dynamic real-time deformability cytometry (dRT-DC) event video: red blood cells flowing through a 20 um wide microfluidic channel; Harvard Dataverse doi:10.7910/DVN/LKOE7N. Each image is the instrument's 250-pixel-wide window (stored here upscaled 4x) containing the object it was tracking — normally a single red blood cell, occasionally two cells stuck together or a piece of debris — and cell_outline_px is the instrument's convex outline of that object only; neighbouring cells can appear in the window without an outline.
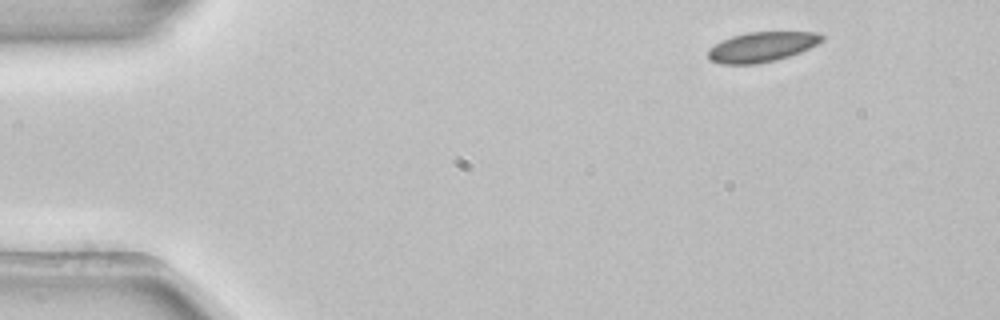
{"species": "common noctule bat (a hibernating species)", "species_latin": "Nyctalus noctula", "temperature_condition": "room temperature", "stored_images_in_passage": 3, "camera_frame_rate_fps": 3000, "um_per_image_px": 0.085, "animal": {"sex": "female", "body_mass_g": 22.7, "forearm_length_mm": 54.2}, "frame": {"image": 1, "passage_image": 1, "time_ms": 0.0, "image_size_px": [1000, 320], "cell_outline_px": [[824, 40], [800, 52], [776, 60], [756, 64], [720, 64], [712, 60], [708, 56], [708, 48], [720, 40], [732, 36], [748, 32], [816, 32], [824, 36]], "centroid_in_image_um": [64.72, 3.98], "position_along_channel_um": 20.3, "area_um2": 19.83}}